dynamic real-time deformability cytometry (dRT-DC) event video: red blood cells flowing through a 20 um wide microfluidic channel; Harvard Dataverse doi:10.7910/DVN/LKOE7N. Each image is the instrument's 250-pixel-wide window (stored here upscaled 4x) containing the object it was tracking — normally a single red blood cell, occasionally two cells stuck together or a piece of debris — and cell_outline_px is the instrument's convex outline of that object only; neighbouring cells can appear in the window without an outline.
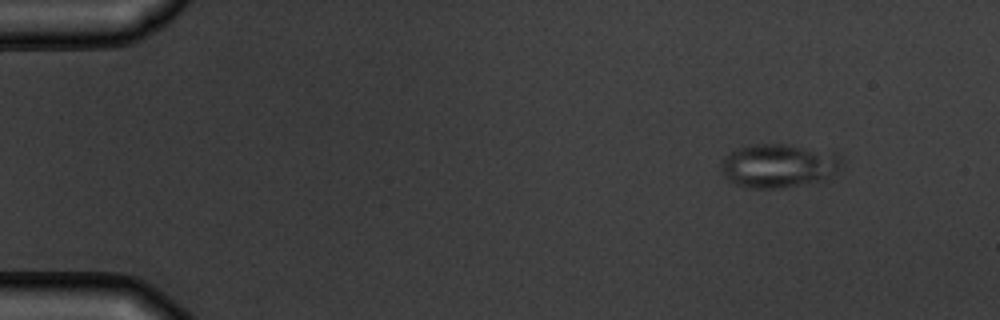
{"species": "common noctule bat (a hibernating species)", "species_latin": "Nyctalus noctula", "temperature_condition": "warm", "stored_images_in_passage": 6, "camera_frame_rate_fps": 3000, "um_per_image_px": 0.085, "animal": {"sex": "male", "body_mass_g": 19.5, "forearm_length_mm": 54.6}, "frame": {"image": 1, "passage_image": 1, "time_ms": 0.0, "image_size_px": [1000, 320], "cell_outline_px": [[844, 160], [840, 168], [828, 180], [784, 188], [748, 188], [736, 184], [728, 180], [724, 176], [720, 168], [720, 164], [724, 156], [736, 148], [752, 144], [788, 144], [836, 152]], "centroid_in_image_um": [66.21, 14.08], "position_along_channel_um": 18.8, "area_um2": 31.5}}